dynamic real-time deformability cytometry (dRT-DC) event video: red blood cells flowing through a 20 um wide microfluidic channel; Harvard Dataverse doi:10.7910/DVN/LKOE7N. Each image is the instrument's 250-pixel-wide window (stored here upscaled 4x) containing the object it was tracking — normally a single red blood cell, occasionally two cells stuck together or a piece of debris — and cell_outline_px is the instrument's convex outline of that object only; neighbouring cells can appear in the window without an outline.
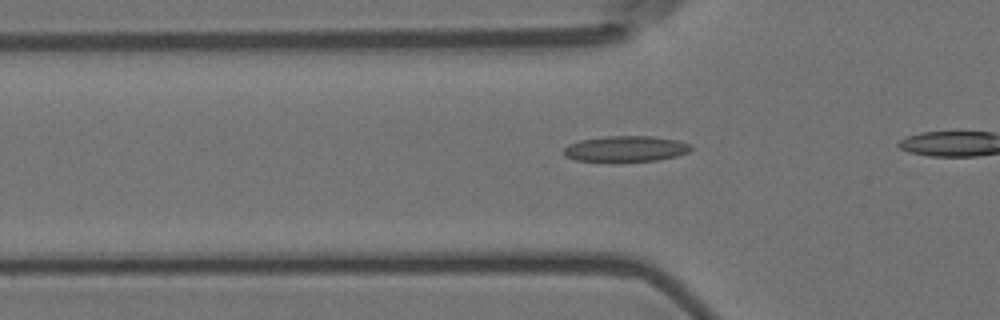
{"species": "Egyptian fruit bat (a non-hibernating species)", "species_latin": "Rousettus aegyptiacus", "temperature_condition": "room temperature", "stored_images_in_passage": 33, "camera_frame_rate_fps": 3000, "um_per_image_px": 0.085, "animal": {"sex": "female"}, "frame": {"image": 1, "passage_image": 7, "time_ms": 2.0, "image_size_px": [1000, 320], "cell_outline_px": [[692, 148], [688, 152], [676, 156], [656, 160], [620, 164], [608, 164], [576, 160], [564, 156], [564, 148], [568, 144], [580, 140], [608, 136], [652, 136], [676, 140], [688, 144]], "centroid_in_image_um": [53.11, 12.7], "position_along_channel_um": 72.7, "area_um2": 19.88}}
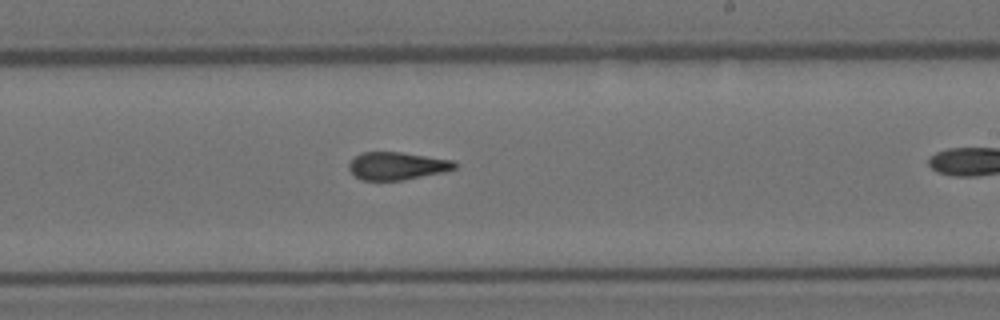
{"frame": {"image": 2, "passage_image": 22, "time_ms": 7.0, "image_size_px": [1000, 320], "cell_outline_px": [[456, 168], [444, 172], [404, 180], [360, 180], [348, 168], [348, 164], [360, 152], [400, 152], [452, 160], [456, 164]], "centroid_in_image_um": [33.73, 14.1], "position_along_channel_um": 255.3, "area_um2": 16.99}}
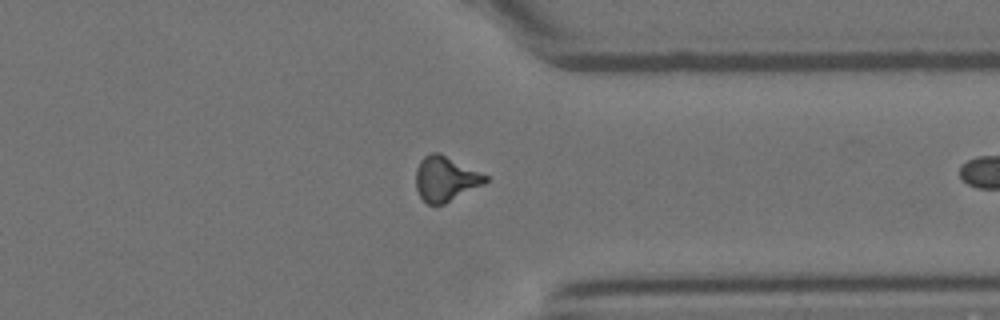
{"frame": {"image": 3, "passage_image": 32, "time_ms": 10.333, "image_size_px": [1000, 320], "cell_outline_px": [[488, 180], [484, 184], [444, 204], [428, 204], [420, 196], [416, 188], [416, 168], [420, 160], [428, 152], [440, 152], [488, 176]], "centroid_in_image_um": [37.85, 15.17], "position_along_channel_um": 373.5, "area_um2": 18.21}}